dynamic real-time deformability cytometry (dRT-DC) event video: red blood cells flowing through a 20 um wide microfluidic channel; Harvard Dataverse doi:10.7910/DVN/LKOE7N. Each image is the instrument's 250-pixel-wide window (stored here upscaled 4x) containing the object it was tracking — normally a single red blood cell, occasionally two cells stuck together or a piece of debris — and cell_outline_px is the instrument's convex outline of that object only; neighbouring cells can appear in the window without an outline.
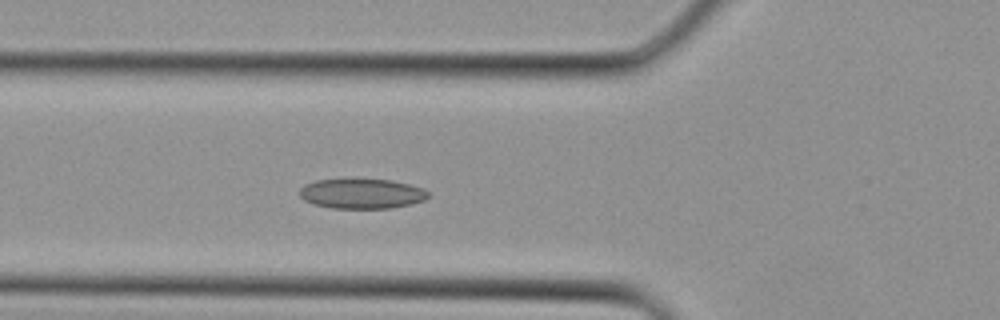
{"species": "Egyptian fruit bat (a non-hibernating species)", "species_latin": "Rousettus aegyptiacus", "temperature_condition": "cold", "stored_images_in_passage": 24, "camera_frame_rate_fps": 3000, "um_per_image_px": 0.085, "animal": {"sex": "female"}, "frame": {"image": 1, "passage_image": 2, "time_ms": 0.333, "image_size_px": [1000, 320], "cell_outline_px": [[428, 196], [424, 200], [412, 204], [392, 208], [332, 208], [312, 204], [304, 200], [300, 196], [300, 188], [304, 184], [316, 180], [392, 180], [424, 188], [428, 192]], "centroid_in_image_um": [30.75, 16.47], "position_along_channel_um": 95.1, "area_um2": 22.31}}
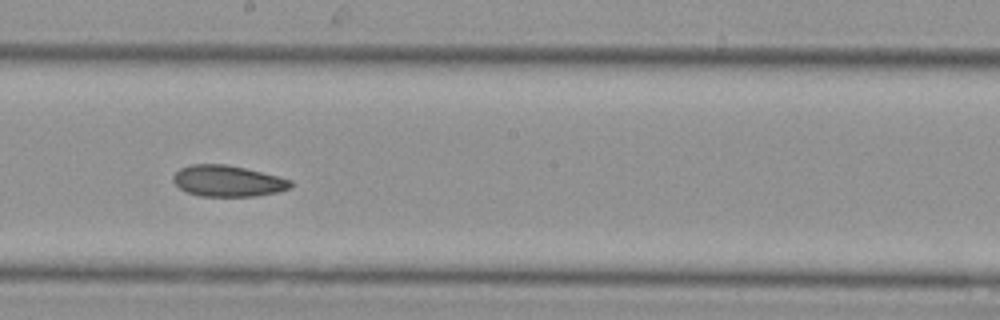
{"frame": {"image": 2, "passage_image": 9, "time_ms": 2.667, "image_size_px": [1000, 320], "cell_outline_px": [[292, 188], [276, 192], [256, 196], [200, 196], [188, 192], [180, 188], [172, 180], [172, 176], [180, 168], [192, 164], [224, 164], [244, 168], [292, 180]], "centroid_in_image_um": [19.35, 15.39], "position_along_channel_um": 228.9, "area_um2": 21.15}}
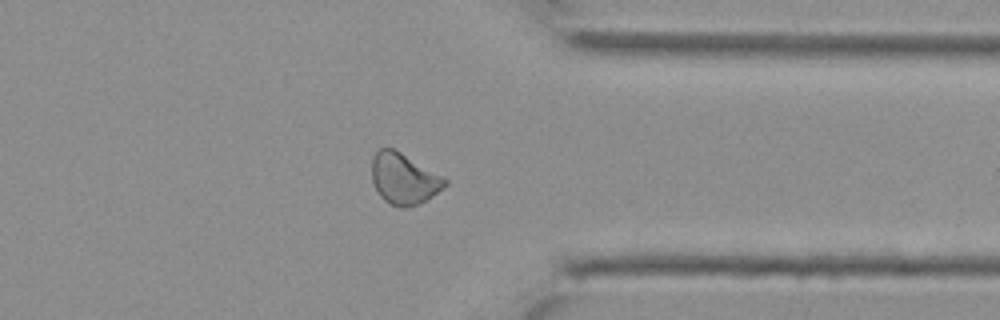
{"frame": {"image": 3, "passage_image": 17, "time_ms": 5.333, "image_size_px": [1000, 320], "cell_outline_px": [[448, 184], [444, 188], [420, 204], [404, 208], [400, 208], [384, 200], [380, 196], [372, 180], [372, 156], [380, 148], [392, 148], [400, 152], [444, 176], [448, 180]], "centroid_in_image_um": [34.35, 15.2], "position_along_channel_um": 377.1, "area_um2": 21.79}}